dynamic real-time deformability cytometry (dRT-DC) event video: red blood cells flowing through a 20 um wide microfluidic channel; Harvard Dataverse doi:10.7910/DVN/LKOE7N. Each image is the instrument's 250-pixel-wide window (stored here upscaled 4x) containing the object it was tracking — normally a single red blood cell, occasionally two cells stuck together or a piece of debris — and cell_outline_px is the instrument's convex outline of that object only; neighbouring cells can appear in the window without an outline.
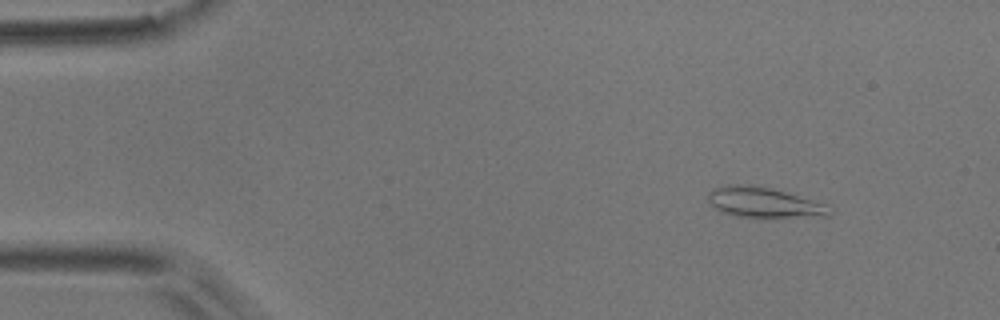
{"species": "common noctule bat (a hibernating species)", "species_latin": "Nyctalus noctula", "temperature_condition": "room temperature", "stored_images_in_passage": 3, "camera_frame_rate_fps": 3000, "um_per_image_px": 0.085, "animal": {"sex": "male", "body_mass_g": 17.9}, "frame": {"image": 1, "passage_image": 1, "time_ms": 0.0, "image_size_px": [1000, 320], "cell_outline_px": [[832, 212], [828, 216], [736, 216], [724, 212], [716, 208], [708, 200], [708, 192], [712, 188], [728, 184], [752, 184], [784, 192], [824, 204]], "centroid_in_image_um": [64.84, 17.18], "position_along_channel_um": 20.2, "area_um2": 20.63}}